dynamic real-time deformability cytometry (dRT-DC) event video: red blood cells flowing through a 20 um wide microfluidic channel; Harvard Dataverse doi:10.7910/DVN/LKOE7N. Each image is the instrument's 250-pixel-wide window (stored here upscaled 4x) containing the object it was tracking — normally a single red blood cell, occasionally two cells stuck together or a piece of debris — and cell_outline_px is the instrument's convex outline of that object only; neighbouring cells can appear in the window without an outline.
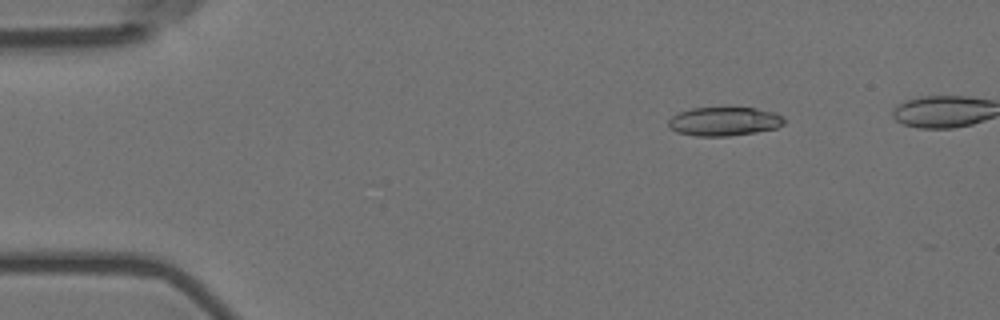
{"species": "Egyptian fruit bat (a non-hibernating species)", "species_latin": "Rousettus aegyptiacus", "temperature_condition": "room temperature", "stored_images_in_passage": 5, "segment_of_instrument_passage": [2, 2], "camera_frame_rate_fps": 3000, "um_per_image_px": 0.085, "animal": {"sex": "female"}, "frame": {"image": 1, "passage_image": 5, "time_ms": 1.333, "image_size_px": [1000, 320], "cell_outline_px": [[784, 124], [776, 128], [756, 132], [728, 136], [696, 136], [676, 132], [668, 124], [668, 120], [672, 116], [680, 112], [692, 108], [756, 108], [772, 112], [784, 116]], "centroid_in_image_um": [61.56, 10.32], "position_along_channel_um": 23.4, "area_um2": 19.31}}